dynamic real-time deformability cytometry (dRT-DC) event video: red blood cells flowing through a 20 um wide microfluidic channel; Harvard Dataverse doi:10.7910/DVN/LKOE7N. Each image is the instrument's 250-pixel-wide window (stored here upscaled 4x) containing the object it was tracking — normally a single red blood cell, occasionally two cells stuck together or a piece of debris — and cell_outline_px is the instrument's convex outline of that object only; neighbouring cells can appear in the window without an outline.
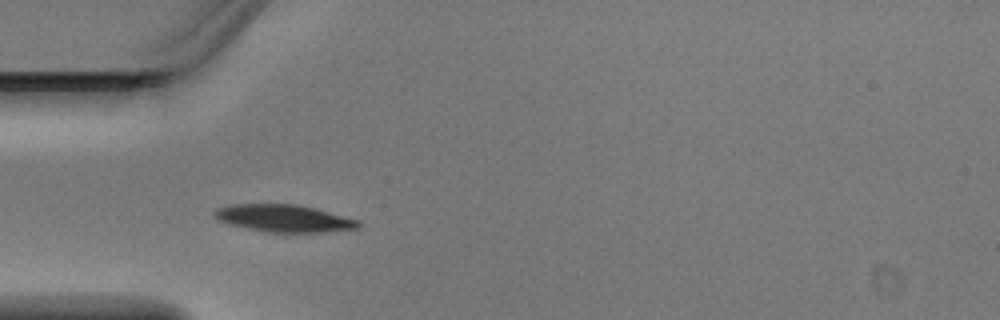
{"species": "Egyptian fruit bat (a non-hibernating species)", "species_latin": "Rousettus aegyptiacus", "temperature_condition": "warm", "stored_images_in_passage": 2, "camera_frame_rate_fps": 3000, "um_per_image_px": 0.085, "animal": {"sex": "male"}, "frame": {"image": 1, "passage_image": 1, "time_ms": 0.0, "image_size_px": [1000, 320], "cell_outline_px": [[360, 228], [324, 232], [264, 232], [232, 224], [220, 220], [212, 216], [212, 212], [216, 208], [228, 204], [296, 204], [360, 220]], "centroid_in_image_um": [24.11, 18.55], "position_along_channel_um": 60.9, "area_um2": 22.77}}
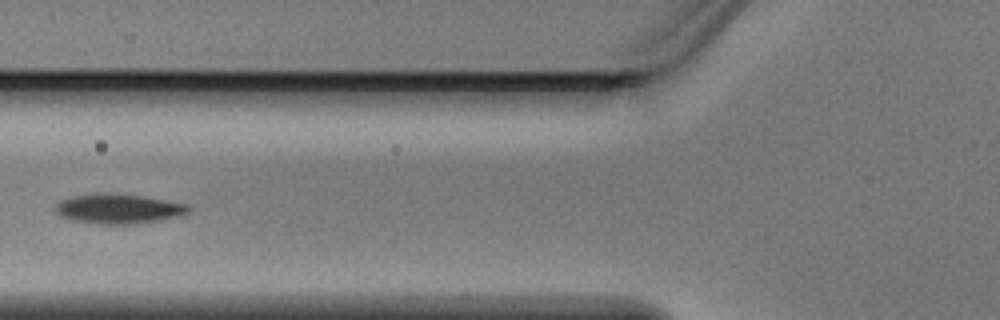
{"frame": {"image": 2, "passage_image": 2, "time_ms": 0.333, "image_size_px": [1000, 320], "cell_outline_px": [[192, 208], [188, 212], [176, 216], [160, 220], [132, 224], [100, 224], [72, 220], [60, 216], [52, 208], [60, 200], [72, 196], [104, 192], [140, 196], [188, 204]], "centroid_in_image_um": [10.01, 17.74], "position_along_channel_um": 115.8, "area_um2": 23.0}}